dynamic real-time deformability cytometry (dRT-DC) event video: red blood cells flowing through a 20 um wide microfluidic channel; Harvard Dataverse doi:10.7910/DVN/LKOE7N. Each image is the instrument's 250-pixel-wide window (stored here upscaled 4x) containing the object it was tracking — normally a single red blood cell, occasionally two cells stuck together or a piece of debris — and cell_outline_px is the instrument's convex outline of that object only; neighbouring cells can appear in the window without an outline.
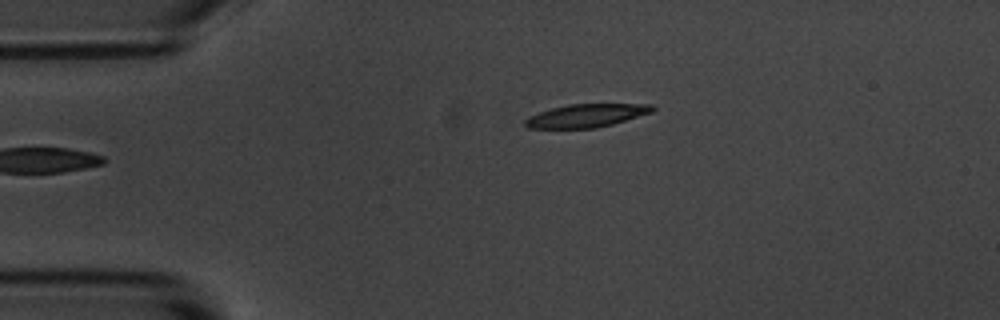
{"species": "common noctule bat (a hibernating species)", "species_latin": "Nyctalus noctula", "temperature_condition": "room temperature", "stored_images_in_passage": 3, "camera_frame_rate_fps": 3000, "um_per_image_px": 0.085, "animal": {"sex": "male", "body_mass_g": 20.1, "forearm_length_mm": 53.5}, "frame": {"image": 1, "passage_image": 3, "time_ms": 2.333, "image_size_px": [1000, 320], "cell_outline_px": [[656, 108], [652, 112], [612, 124], [596, 128], [528, 128], [524, 124], [524, 120], [528, 116], [552, 108], [568, 104], [652, 104]], "centroid_in_image_um": [49.83, 9.82], "position_along_channel_um": 35.2, "area_um2": 17.11}}